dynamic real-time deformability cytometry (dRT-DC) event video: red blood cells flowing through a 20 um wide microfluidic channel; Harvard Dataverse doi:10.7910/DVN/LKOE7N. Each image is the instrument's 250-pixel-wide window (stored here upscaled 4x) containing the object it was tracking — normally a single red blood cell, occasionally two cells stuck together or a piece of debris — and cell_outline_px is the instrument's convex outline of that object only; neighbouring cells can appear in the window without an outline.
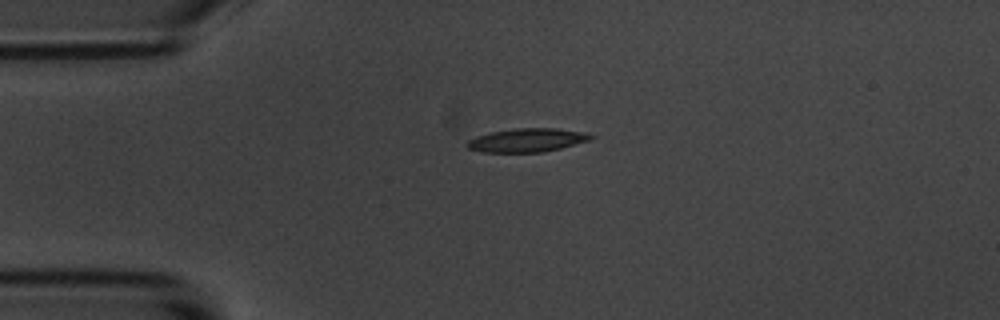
{"species": "common noctule bat (a hibernating species)", "species_latin": "Nyctalus noctula", "temperature_condition": "room temperature", "stored_images_in_passage": 3, "camera_frame_rate_fps": 3000, "um_per_image_px": 0.085, "animal": {"sex": "male", "body_mass_g": 20.1, "forearm_length_mm": 53.5}, "frame": {"image": 1, "passage_image": 1, "time_ms": 0.0, "image_size_px": [1000, 320], "cell_outline_px": [[596, 136], [592, 140], [544, 152], [480, 152], [468, 148], [464, 144], [468, 140], [476, 136], [492, 132], [516, 128], [556, 128], [588, 132]], "centroid_in_image_um": [44.85, 11.91], "position_along_channel_um": 40.2, "area_um2": 17.22}}